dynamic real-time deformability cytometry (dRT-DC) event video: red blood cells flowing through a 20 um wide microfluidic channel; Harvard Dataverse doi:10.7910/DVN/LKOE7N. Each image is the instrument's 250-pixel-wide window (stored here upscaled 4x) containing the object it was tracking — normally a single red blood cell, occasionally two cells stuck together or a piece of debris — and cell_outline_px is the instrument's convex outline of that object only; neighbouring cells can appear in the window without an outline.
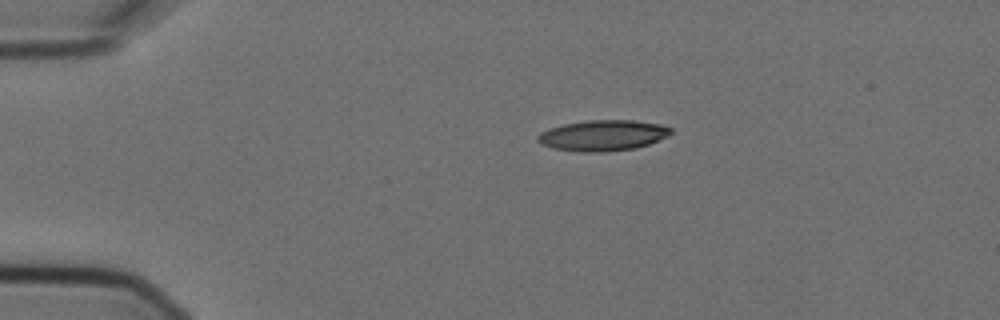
{"species": "Egyptian fruit bat (a non-hibernating species)", "species_latin": "Rousettus aegyptiacus", "temperature_condition": "cold", "stored_images_in_passage": 6, "camera_frame_rate_fps": 3000, "um_per_image_px": 0.085, "animal": {"sex": "female"}, "frame": {"image": 1, "passage_image": 6, "time_ms": 1.667, "image_size_px": [1000, 320], "cell_outline_px": [[672, 132], [668, 136], [648, 144], [636, 148], [604, 152], [584, 152], [552, 148], [540, 144], [536, 140], [536, 136], [540, 132], [548, 128], [564, 124], [588, 120], [632, 120], [660, 124], [672, 128]], "centroid_in_image_um": [51.21, 11.51], "position_along_channel_um": 33.8, "area_um2": 23.99}}